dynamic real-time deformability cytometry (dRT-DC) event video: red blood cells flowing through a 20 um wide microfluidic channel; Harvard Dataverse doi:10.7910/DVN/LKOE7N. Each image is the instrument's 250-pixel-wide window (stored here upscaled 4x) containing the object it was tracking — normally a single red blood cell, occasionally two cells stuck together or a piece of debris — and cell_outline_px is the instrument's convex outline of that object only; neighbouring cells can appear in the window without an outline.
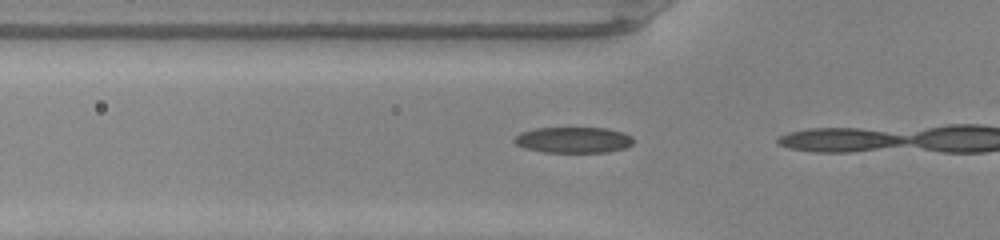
{"species": "common noctule bat (a hibernating species)", "species_latin": "Nyctalus noctula", "temperature_condition": "warm", "stored_images_in_passage": 4, "camera_frame_rate_fps": 3000, "um_per_image_px": 0.085, "animal": {"sex": "male", "body_mass_g": 20.0, "forearm_length_mm": 53.3}, "frame": {"image": 1, "passage_image": 3, "time_ms": 0.667, "image_size_px": [1000, 240], "cell_outline_px": [[632, 144], [624, 148], [608, 152], [544, 152], [524, 148], [516, 144], [512, 140], [520, 132], [536, 128], [604, 128], [620, 132], [632, 136]], "centroid_in_image_um": [48.69, 11.9], "position_along_channel_um": 77.1, "area_um2": 17.86}}